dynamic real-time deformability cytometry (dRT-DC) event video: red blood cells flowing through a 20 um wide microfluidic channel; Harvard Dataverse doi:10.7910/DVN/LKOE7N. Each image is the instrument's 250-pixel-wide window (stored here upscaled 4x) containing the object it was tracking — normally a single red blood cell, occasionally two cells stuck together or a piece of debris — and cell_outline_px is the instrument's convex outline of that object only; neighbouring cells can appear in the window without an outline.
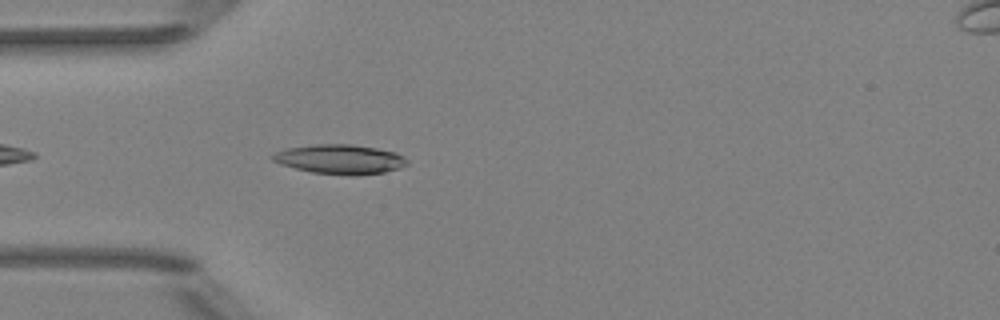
{"species": "Egyptian fruit bat (a non-hibernating species)", "species_latin": "Rousettus aegyptiacus", "temperature_condition": "room temperature", "stored_images_in_passage": 39, "camera_frame_rate_fps": 3000, "um_per_image_px": 0.085, "animal": {"sex": "female"}, "frame": {"image": 1, "passage_image": 3, "time_ms": 0.667, "image_size_px": [1000, 320], "cell_outline_px": [[408, 164], [400, 168], [384, 172], [356, 176], [348, 176], [312, 172], [280, 164], [272, 160], [268, 156], [284, 148], [312, 144], [348, 144], [376, 148], [396, 152], [404, 156], [408, 160]], "centroid_in_image_um": [28.89, 13.54], "position_along_channel_um": 56.1, "area_um2": 23.41}}
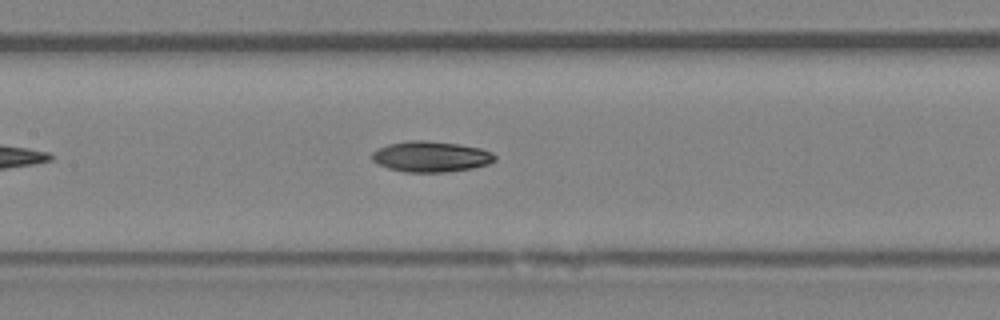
{"frame": {"image": 2, "passage_image": 12, "time_ms": 3.667, "image_size_px": [1000, 320], "cell_outline_px": [[496, 160], [488, 164], [472, 168], [448, 172], [404, 172], [388, 168], [376, 164], [372, 160], [372, 152], [388, 144], [408, 140], [424, 140], [460, 144], [480, 148], [492, 152], [496, 156]], "centroid_in_image_um": [36.62, 13.31], "position_along_channel_um": 170.8, "area_um2": 22.14}}
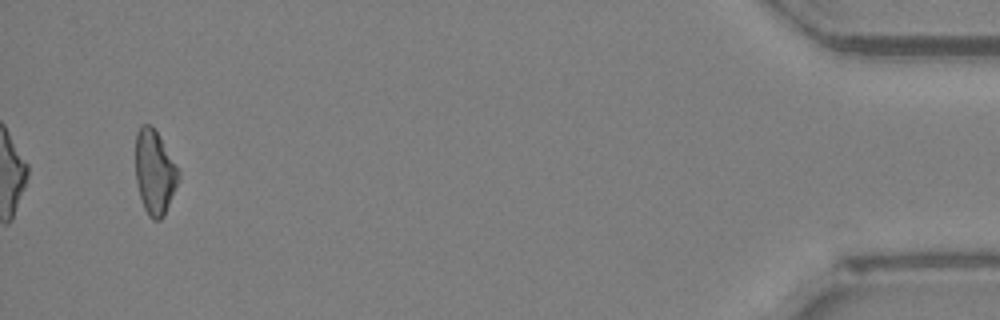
{"frame": {"image": 3, "passage_image": 37, "time_ms": 12.0, "image_size_px": [1000, 320], "cell_outline_px": [[180, 180], [164, 216], [160, 220], [152, 220], [148, 216], [144, 208], [136, 184], [136, 132], [140, 124], [152, 124], [160, 136], [180, 172]], "centroid_in_image_um": [13.15, 14.64], "position_along_channel_um": 422.0, "area_um2": 21.44}, "authors_computed_cell_mechanics": {"area_um2": 21.675, "velocity_mm_per_s": 4.0129, "shape_relaxation_time_tau1_ms": 5.8928, "shape_relaxation_time_tau2_ms": null, "deformation_change_tau1": 0.1519, "deformation_change_tau2": null}}